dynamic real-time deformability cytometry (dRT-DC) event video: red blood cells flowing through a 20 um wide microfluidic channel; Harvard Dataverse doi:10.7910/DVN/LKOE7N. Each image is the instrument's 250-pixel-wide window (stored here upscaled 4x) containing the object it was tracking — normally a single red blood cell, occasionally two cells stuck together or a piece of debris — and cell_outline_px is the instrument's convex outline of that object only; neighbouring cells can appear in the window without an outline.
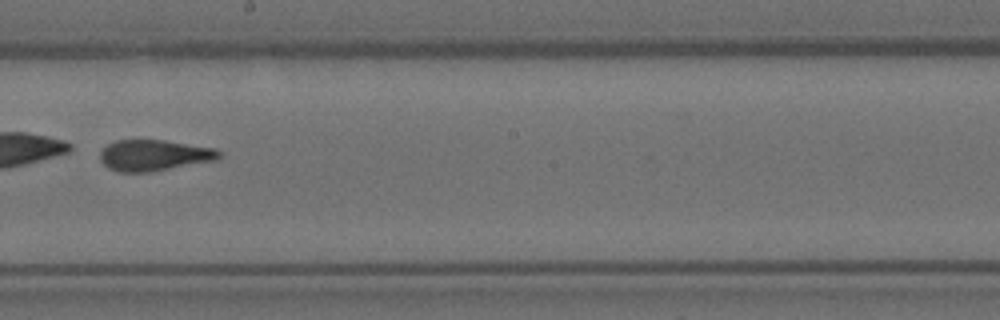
{"species": "Egyptian fruit bat (a non-hibernating species)", "species_latin": "Rousettus aegyptiacus", "temperature_condition": "room temperature", "stored_images_in_passage": 15, "camera_frame_rate_fps": 3000, "um_per_image_px": 0.085, "animal": {"sex": "female"}, "frame": {"image": 1, "passage_image": 9, "time_ms": 2.667, "image_size_px": [1000, 320], "cell_outline_px": [[224, 152], [216, 160], [152, 172], [120, 172], [108, 168], [100, 160], [100, 152], [108, 144], [116, 140], [164, 140], [216, 148]], "centroid_in_image_um": [13.12, 13.2], "position_along_channel_um": 235.1, "area_um2": 21.68}}
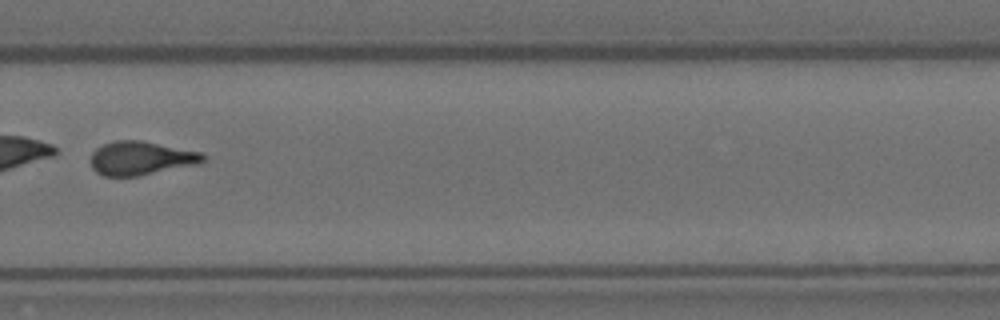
{"frame": {"image": 2, "passage_image": 11, "time_ms": 3.333, "image_size_px": [1000, 320], "cell_outline_px": [[204, 160], [196, 164], [140, 176], [104, 176], [96, 172], [92, 168], [88, 160], [92, 152], [96, 148], [104, 144], [116, 140], [140, 140], [200, 152], [204, 156]], "centroid_in_image_um": [11.9, 13.45], "position_along_channel_um": 317.9, "area_um2": 22.02}}